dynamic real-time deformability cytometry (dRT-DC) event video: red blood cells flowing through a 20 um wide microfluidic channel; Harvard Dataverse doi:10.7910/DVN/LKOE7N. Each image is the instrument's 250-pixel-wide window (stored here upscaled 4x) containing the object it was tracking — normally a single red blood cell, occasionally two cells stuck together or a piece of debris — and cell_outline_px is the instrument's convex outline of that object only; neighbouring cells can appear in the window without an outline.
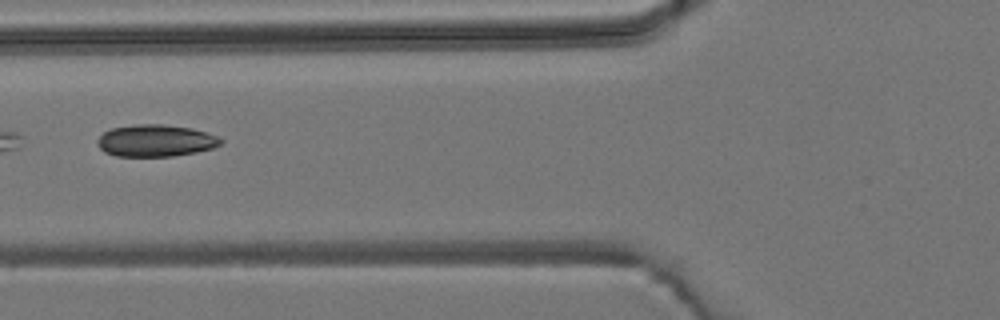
{"species": "common noctule bat (a hibernating species)", "species_latin": "Nyctalus noctula", "temperature_condition": "room temperature", "stored_images_in_passage": 7, "camera_frame_rate_fps": 3000, "um_per_image_px": 0.085, "animal": {"sex": "male", "body_mass_g": 19.2, "forearm_length_mm": 51.8}, "frame": {"image": 1, "passage_image": 6, "time_ms": 6.0, "image_size_px": [1000, 320], "cell_outline_px": [[224, 140], [220, 144], [212, 148], [196, 152], [172, 156], [116, 156], [104, 152], [100, 148], [96, 140], [104, 132], [112, 128], [136, 124], [164, 124], [192, 128], [216, 136]], "centroid_in_image_um": [13.21, 11.95], "position_along_channel_um": 112.6, "area_um2": 22.89}}
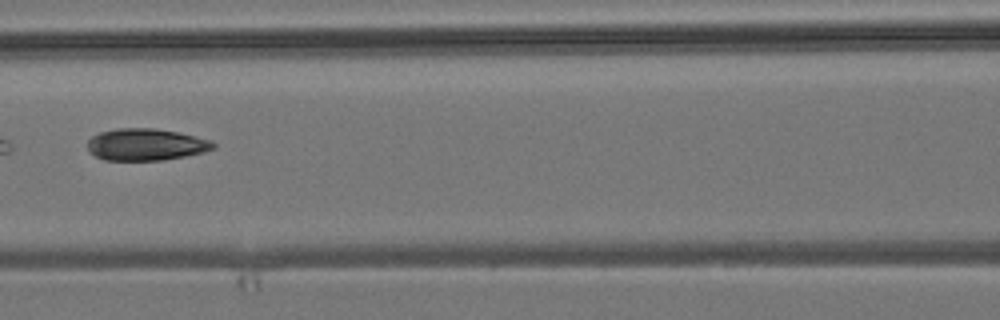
{"frame": {"image": 2, "passage_image": 7, "time_ms": 7.0, "image_size_px": [1000, 320], "cell_outline_px": [[216, 148], [204, 152], [164, 160], [104, 160], [88, 152], [88, 140], [92, 136], [100, 132], [116, 128], [156, 128], [196, 136], [212, 140], [216, 144]], "centroid_in_image_um": [12.41, 12.28], "position_along_channel_um": 154.2, "area_um2": 23.52}}